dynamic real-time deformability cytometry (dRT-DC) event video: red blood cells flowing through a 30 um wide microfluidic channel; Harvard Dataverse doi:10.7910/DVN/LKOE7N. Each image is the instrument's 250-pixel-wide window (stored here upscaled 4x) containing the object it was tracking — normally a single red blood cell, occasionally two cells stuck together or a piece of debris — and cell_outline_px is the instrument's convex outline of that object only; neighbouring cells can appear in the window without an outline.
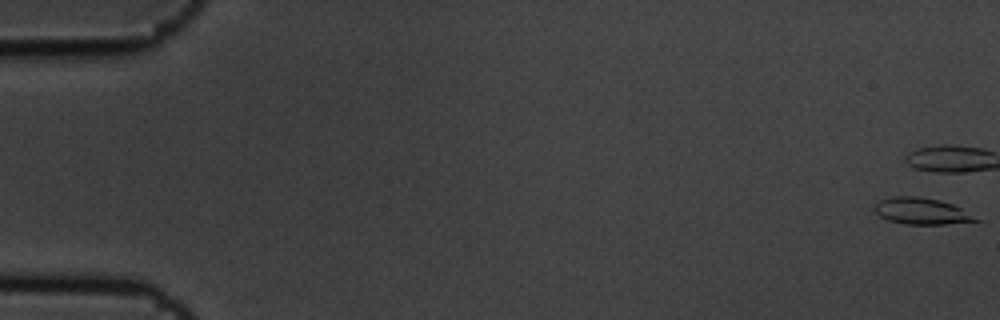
{"species": "common noctule bat (a hibernating species)", "species_latin": "Nyctalus noctula", "temperature_condition": "cold", "stored_images_in_passage": 6, "camera_frame_rate_fps": 3000, "um_per_image_px": 0.085, "animal": {"sex": "male", "body_mass_g": 19.5, "forearm_length_mm": 54.6}, "frame": {"image": 1, "passage_image": 1, "time_ms": 0.0, "image_size_px": [1000, 320], "cell_outline_px": [[980, 220], [944, 224], [904, 224], [888, 220], [880, 216], [872, 208], [872, 204], [880, 200], [892, 196], [920, 196], [940, 200], [952, 204], [960, 208]], "centroid_in_image_um": [78.23, 17.93], "position_along_channel_um": 6.8, "area_um2": 15.55}}